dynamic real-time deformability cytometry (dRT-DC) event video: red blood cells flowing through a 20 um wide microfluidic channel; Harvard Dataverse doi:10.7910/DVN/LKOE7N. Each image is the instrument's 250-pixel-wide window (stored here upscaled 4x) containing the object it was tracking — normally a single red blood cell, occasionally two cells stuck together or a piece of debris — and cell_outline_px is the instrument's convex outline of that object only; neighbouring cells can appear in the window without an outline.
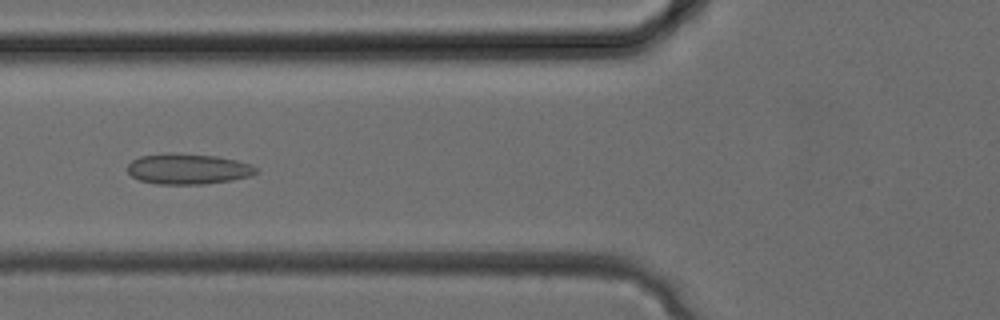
{"species": "common noctule bat (a hibernating species)", "species_latin": "Nyctalus noctula", "temperature_condition": "cold", "stored_images_in_passage": 32, "camera_frame_rate_fps": 3000, "um_per_image_px": 0.085, "animal": {"sex": "female", "body_mass_g": 24.6, "forearm_length_mm": 56.2}, "frame": {"image": 1, "passage_image": 12, "time_ms": 3.667, "image_size_px": [1000, 320], "cell_outline_px": [[260, 172], [252, 176], [232, 180], [204, 184], [156, 184], [140, 180], [132, 176], [128, 172], [128, 164], [132, 160], [140, 156], [168, 152], [172, 152], [216, 156], [236, 160], [252, 164], [260, 168]], "centroid_in_image_um": [16.03, 14.35], "position_along_channel_um": 109.8, "area_um2": 23.29}}
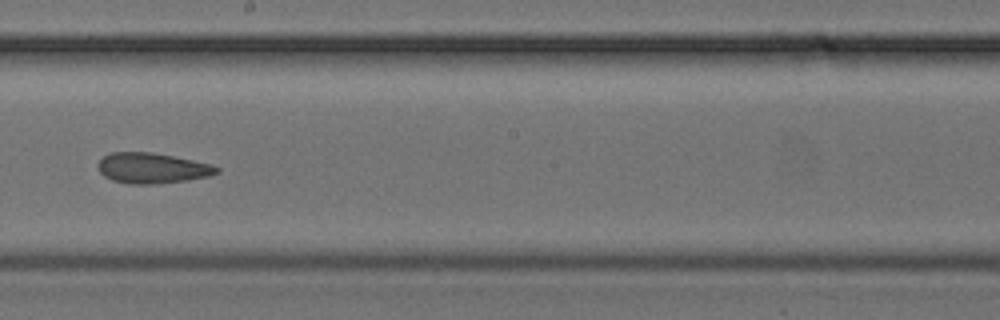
{"frame": {"image": 2, "passage_image": 18, "time_ms": 5.667, "image_size_px": [1000, 320], "cell_outline_px": [[220, 172], [208, 176], [188, 180], [156, 184], [128, 184], [112, 180], [104, 176], [100, 172], [96, 164], [104, 156], [112, 152], [152, 152], [212, 164], [220, 168]], "centroid_in_image_um": [12.93, 14.29], "position_along_channel_um": 235.3, "area_um2": 21.15}}
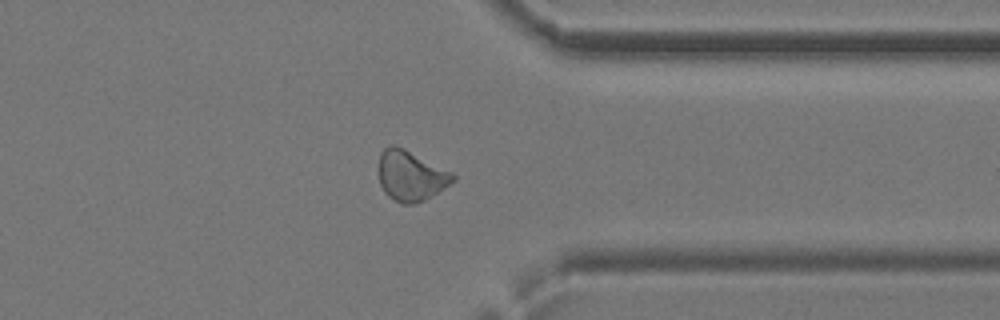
{"frame": {"image": 3, "passage_image": 25, "time_ms": 8.0, "image_size_px": [1000, 320], "cell_outline_px": [[456, 180], [424, 200], [416, 204], [400, 204], [388, 196], [384, 192], [380, 184], [380, 152], [388, 144], [392, 144], [404, 148], [452, 172], [456, 176]], "centroid_in_image_um": [34.91, 14.94], "position_along_channel_um": 376.5, "area_um2": 21.68}}